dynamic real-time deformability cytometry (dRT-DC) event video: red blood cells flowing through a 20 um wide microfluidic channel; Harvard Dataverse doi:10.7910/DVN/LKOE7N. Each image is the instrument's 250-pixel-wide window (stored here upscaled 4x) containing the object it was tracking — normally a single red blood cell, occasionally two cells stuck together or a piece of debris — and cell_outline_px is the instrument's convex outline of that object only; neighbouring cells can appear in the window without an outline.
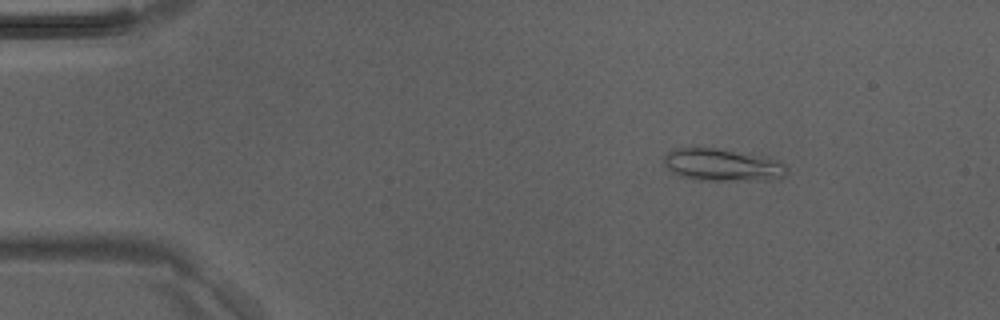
{"species": "Egyptian fruit bat (a non-hibernating species)", "species_latin": "Rousettus aegyptiacus", "temperature_condition": "room temperature", "stored_images_in_passage": 3, "camera_frame_rate_fps": 3000, "um_per_image_px": 0.085, "animal": {"sex": "male"}, "frame": {"image": 1, "passage_image": 1, "time_ms": 0.0, "image_size_px": [1000, 320], "cell_outline_px": [[788, 172], [784, 176], [768, 180], [696, 180], [680, 176], [672, 172], [664, 164], [664, 156], [668, 152], [676, 148], [716, 148], [764, 156], [780, 160], [788, 168]], "centroid_in_image_um": [61.43, 14.02], "position_along_channel_um": 23.6, "area_um2": 23.24}}